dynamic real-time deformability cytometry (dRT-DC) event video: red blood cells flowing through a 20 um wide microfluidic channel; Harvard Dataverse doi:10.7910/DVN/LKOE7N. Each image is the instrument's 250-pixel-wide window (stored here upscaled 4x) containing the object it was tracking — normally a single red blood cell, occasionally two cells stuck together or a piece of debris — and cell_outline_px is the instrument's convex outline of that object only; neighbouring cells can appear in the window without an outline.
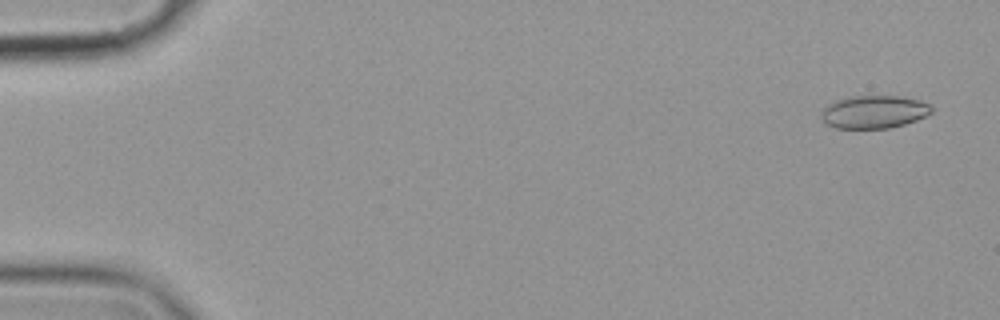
{"species": "common noctule bat (a hibernating species)", "species_latin": "Nyctalus noctula", "temperature_condition": "cold", "stored_images_in_passage": 57, "camera_frame_rate_fps": 3000, "um_per_image_px": 0.085, "animal": {"sex": "female", "body_mass_g": 19.9}, "frame": {"image": 1, "passage_image": 3, "time_ms": 0.667, "image_size_px": [1000, 320], "cell_outline_px": [[932, 112], [916, 120], [904, 124], [888, 128], [836, 128], [828, 124], [820, 116], [820, 112], [828, 104], [836, 100], [848, 96], [900, 96], [920, 100], [928, 104], [932, 108]], "centroid_in_image_um": [74.27, 9.5], "position_along_channel_um": 10.7, "area_um2": 21.04}}
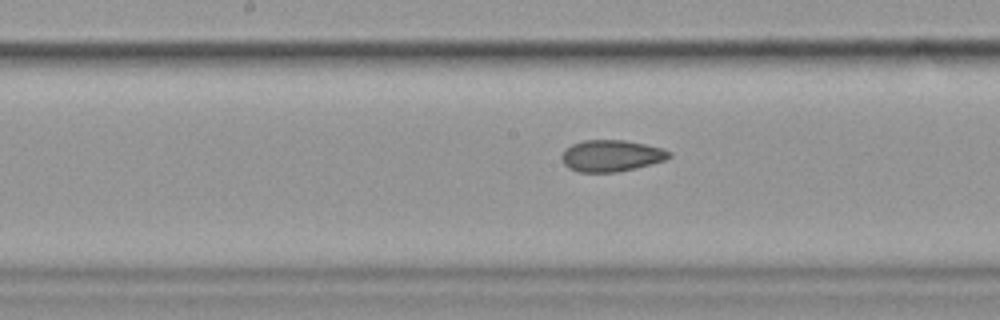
{"frame": {"image": 2, "passage_image": 30, "time_ms": 9.667, "image_size_px": [1000, 320], "cell_outline_px": [[672, 156], [664, 160], [616, 172], [580, 172], [568, 168], [564, 164], [560, 156], [564, 148], [572, 144], [584, 140], [624, 140], [664, 148], [672, 152]], "centroid_in_image_um": [51.92, 13.22], "position_along_channel_um": 196.3, "area_um2": 19.71}}
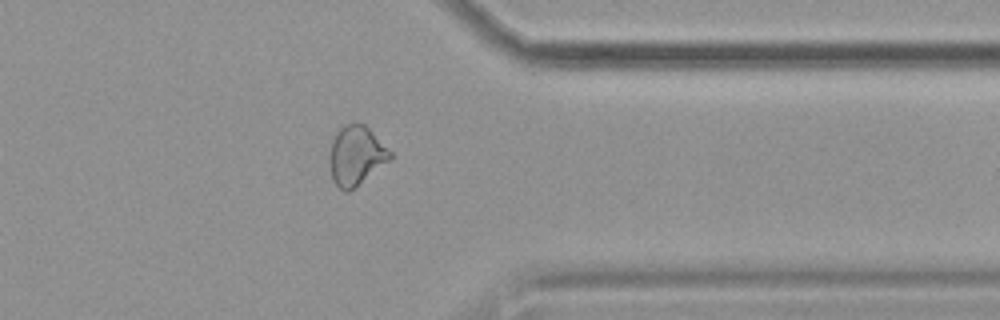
{"frame": {"image": 3, "passage_image": 46, "time_ms": 15.0, "image_size_px": [1000, 320], "cell_outline_px": [[392, 160], [348, 192], [344, 192], [332, 180], [328, 160], [328, 156], [332, 140], [336, 132], [344, 124], [364, 124], [392, 152]], "centroid_in_image_um": [30.26, 13.24], "position_along_channel_um": 381.1, "area_um2": 21.1}, "authors_computed_cell_mechanics": {"area_um2": 21.0392, "velocity_mm_per_s": 3.5724, "shape_relaxation_time_tau1_ms": null, "shape_relaxation_time_tau2_ms": 2.0391, "deformation_change_tau1": null, "deformation_change_tau2": 0.0771}}